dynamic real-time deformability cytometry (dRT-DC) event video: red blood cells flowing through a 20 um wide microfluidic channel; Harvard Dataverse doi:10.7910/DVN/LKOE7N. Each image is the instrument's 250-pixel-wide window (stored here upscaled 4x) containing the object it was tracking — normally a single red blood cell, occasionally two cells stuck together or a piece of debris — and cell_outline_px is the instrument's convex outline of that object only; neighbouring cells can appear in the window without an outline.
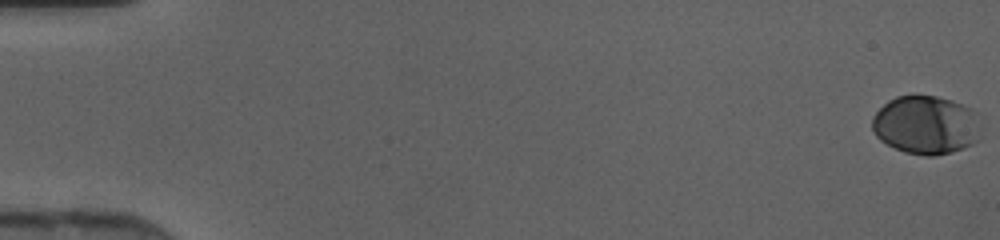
{"species": "human", "species_latin": "Homo sapiens", "temperature_condition": "cold", "stored_images_in_passage": 47, "camera_frame_rate_fps": 3000, "um_per_image_px": 0.085, "donor": {"sex": "female"}, "frame": {"image": 1, "passage_image": 1, "time_ms": 0.0, "image_size_px": [1000, 240], "cell_outline_px": [[980, 140], [972, 144], [952, 152], [932, 156], [924, 156], [904, 152], [880, 140], [876, 136], [872, 128], [872, 116], [888, 100], [896, 96], [936, 96], [952, 100], [972, 108], [976, 112], [980, 128]], "centroid_in_image_um": [78.72, 10.63], "position_along_channel_um": 6.3, "area_um2": 37.34}}
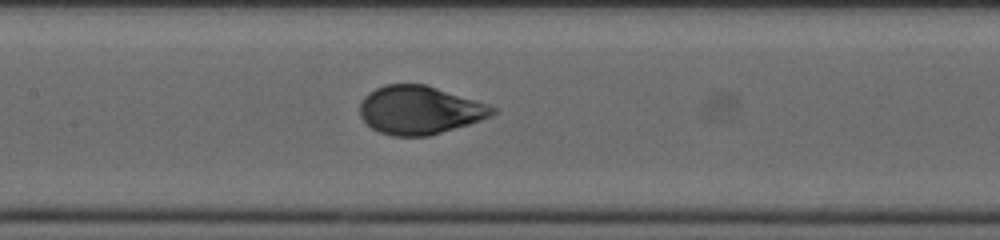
{"frame": {"image": 2, "passage_image": 24, "time_ms": 7.667, "image_size_px": [1000, 240], "cell_outline_px": [[500, 108], [492, 116], [468, 124], [428, 136], [392, 136], [380, 132], [372, 128], [360, 116], [360, 104], [364, 96], [368, 92], [384, 84], [424, 84], [488, 104]], "centroid_in_image_um": [35.67, 9.35], "position_along_channel_um": 171.7, "area_um2": 37.22}}
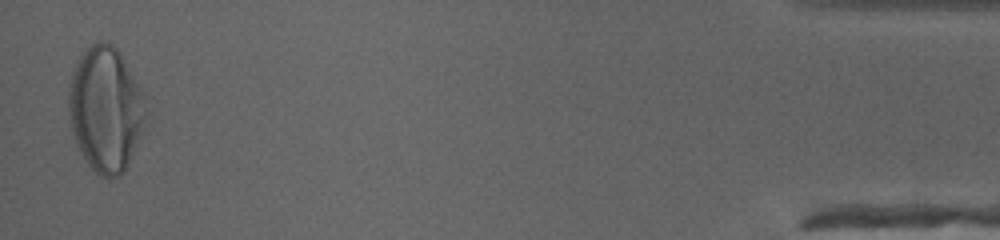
{"frame": {"image": 3, "passage_image": 47, "time_ms": 15.333, "image_size_px": [1000, 240], "cell_outline_px": [[144, 116], [140, 132], [132, 156], [124, 172], [120, 176], [108, 180], [100, 176], [88, 164], [80, 152], [76, 144], [72, 128], [68, 108], [68, 84], [76, 60], [92, 44], [100, 40], [108, 40], [120, 52], [136, 84]], "centroid_in_image_um": [8.89, 9.3], "position_along_channel_um": 426.3, "area_um2": 55.08}}